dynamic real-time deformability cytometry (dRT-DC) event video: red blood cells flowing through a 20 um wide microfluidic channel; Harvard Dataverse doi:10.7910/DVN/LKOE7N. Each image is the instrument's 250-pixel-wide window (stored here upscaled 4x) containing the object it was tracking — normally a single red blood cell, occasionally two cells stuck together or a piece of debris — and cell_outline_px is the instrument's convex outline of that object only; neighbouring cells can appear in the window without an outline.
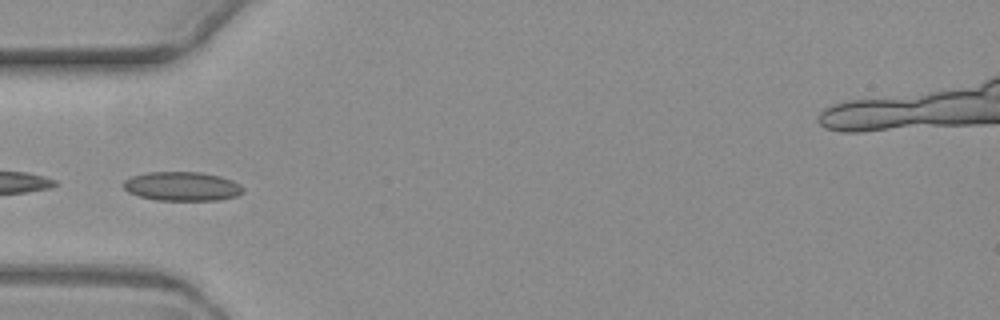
{"species": "common noctule bat (a hibernating species)", "species_latin": "Nyctalus noctula", "temperature_condition": "warm", "stored_images_in_passage": 9, "camera_frame_rate_fps": 3000, "um_per_image_px": 0.085, "animal": {"sex": "female", "body_mass_g": 19.3, "forearm_length_mm": 54.1}, "frame": {"image": 1, "passage_image": 4, "time_ms": 3.667, "image_size_px": [1000, 320], "cell_outline_px": [[244, 192], [236, 196], [220, 200], [156, 200], [140, 196], [128, 192], [124, 188], [124, 180], [132, 176], [148, 172], [200, 172], [220, 176], [232, 180], [240, 184], [244, 188]], "centroid_in_image_um": [15.5, 15.84], "position_along_channel_um": 69.5, "area_um2": 20.29}}
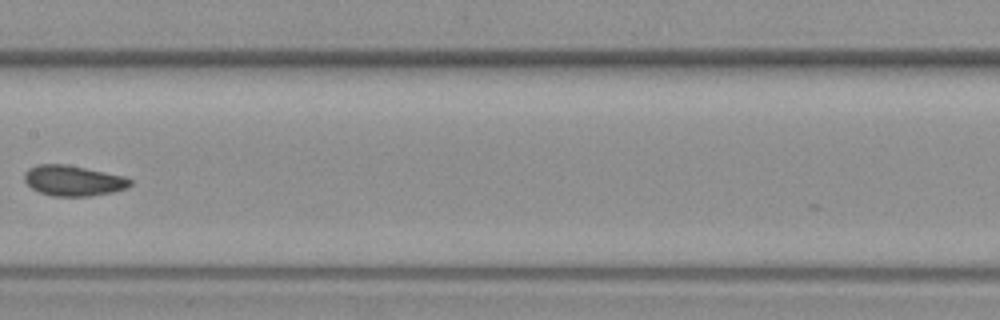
{"frame": {"image": 2, "passage_image": 7, "time_ms": 7.333, "image_size_px": [1000, 320], "cell_outline_px": [[132, 184], [128, 188], [112, 192], [92, 196], [52, 196], [40, 192], [32, 188], [24, 180], [24, 172], [28, 168], [36, 164], [64, 164], [124, 176], [132, 180]], "centroid_in_image_um": [6.22, 15.36], "position_along_channel_um": 201.2, "area_um2": 18.79}}
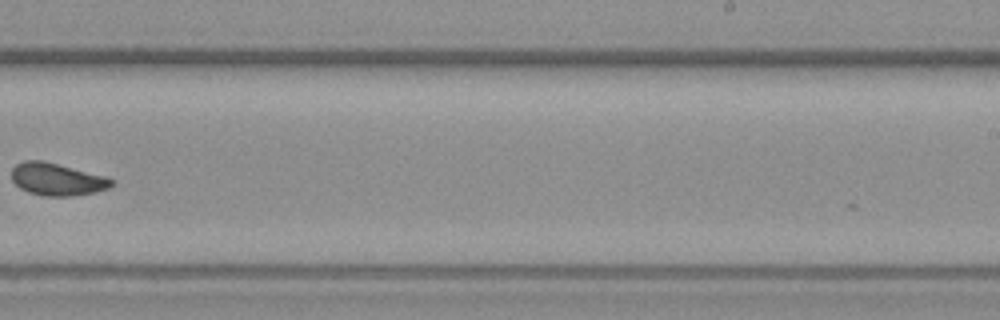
{"frame": {"image": 3, "passage_image": 9, "time_ms": 9.667, "image_size_px": [1000, 320], "cell_outline_px": [[116, 184], [108, 188], [96, 192], [72, 196], [40, 196], [28, 192], [20, 188], [12, 180], [12, 168], [16, 164], [24, 160], [44, 160], [108, 176], [116, 180]], "centroid_in_image_um": [4.9, 15.23], "position_along_channel_um": 284.1, "area_um2": 19.36}}